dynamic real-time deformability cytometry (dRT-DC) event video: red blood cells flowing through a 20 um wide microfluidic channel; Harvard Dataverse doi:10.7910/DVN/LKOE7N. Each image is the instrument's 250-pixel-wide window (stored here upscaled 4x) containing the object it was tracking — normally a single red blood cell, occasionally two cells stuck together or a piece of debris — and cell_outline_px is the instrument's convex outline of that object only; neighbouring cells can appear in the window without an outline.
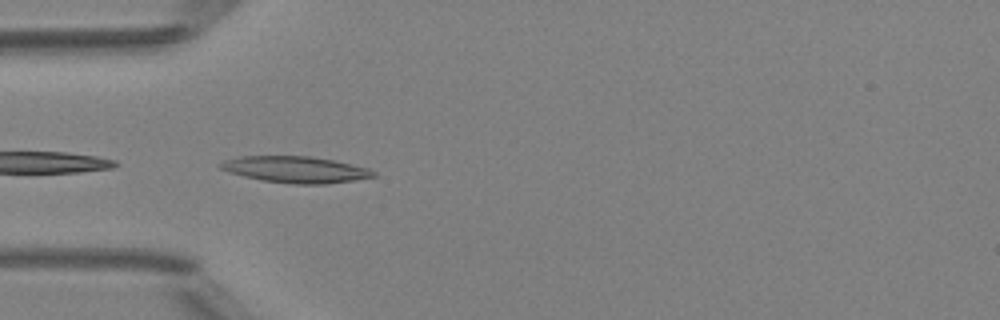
{"species": "Egyptian fruit bat (a non-hibernating species)", "species_latin": "Rousettus aegyptiacus", "temperature_condition": "room temperature", "stored_images_in_passage": 6, "camera_frame_rate_fps": 3000, "um_per_image_px": 0.085, "animal": {"sex": "female"}, "frame": {"image": 1, "passage_image": 1, "time_ms": 0.0, "image_size_px": [1000, 320], "cell_outline_px": [[376, 176], [352, 180], [324, 184], [292, 184], [264, 180], [244, 176], [228, 172], [220, 168], [216, 164], [224, 160], [240, 156], [308, 156], [332, 160], [368, 168], [376, 172]], "centroid_in_image_um": [25.07, 14.4], "position_along_channel_um": 59.9, "area_um2": 23.35}}